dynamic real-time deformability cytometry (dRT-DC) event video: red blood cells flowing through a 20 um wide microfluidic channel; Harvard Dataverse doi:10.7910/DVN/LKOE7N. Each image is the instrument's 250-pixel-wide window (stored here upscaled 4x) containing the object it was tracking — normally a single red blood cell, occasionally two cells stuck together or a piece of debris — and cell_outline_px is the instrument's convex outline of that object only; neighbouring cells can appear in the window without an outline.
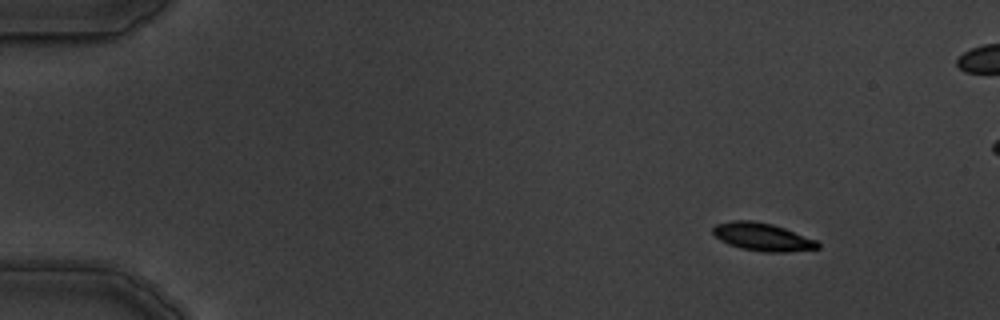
{"species": "common noctule bat (a hibernating species)", "species_latin": "Nyctalus noctula", "temperature_condition": "warm", "stored_images_in_passage": 5, "camera_frame_rate_fps": 3000, "um_per_image_px": 0.085, "animal": {"sex": "male", "body_mass_g": 19.5, "forearm_length_mm": 54.6}, "frame": {"image": 1, "passage_image": 1, "time_ms": 0.0, "image_size_px": [1000, 320], "cell_outline_px": [[820, 248], [784, 252], [764, 252], [740, 248], [728, 244], [720, 240], [712, 232], [712, 228], [716, 224], [732, 220], [752, 220], [772, 224], [784, 228], [816, 240], [820, 244]], "centroid_in_image_um": [64.78, 20.13], "position_along_channel_um": 20.2, "area_um2": 16.99}}